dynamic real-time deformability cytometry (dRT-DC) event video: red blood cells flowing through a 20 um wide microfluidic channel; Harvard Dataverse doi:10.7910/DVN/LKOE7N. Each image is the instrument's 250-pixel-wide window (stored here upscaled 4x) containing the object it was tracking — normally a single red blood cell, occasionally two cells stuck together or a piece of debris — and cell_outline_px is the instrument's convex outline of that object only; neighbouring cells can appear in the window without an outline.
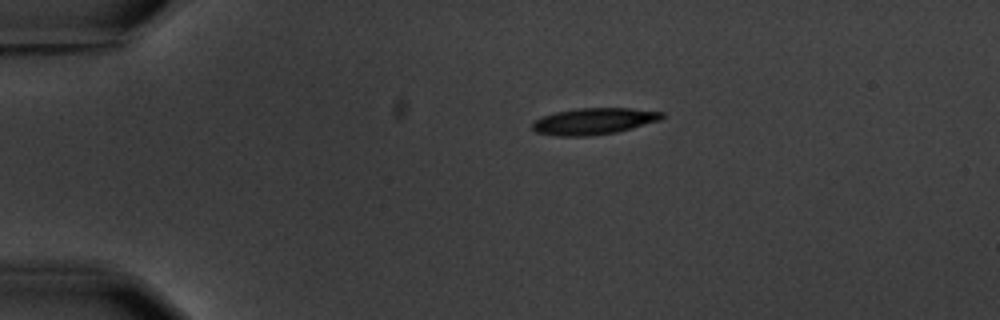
{"species": "common noctule bat (a hibernating species)", "species_latin": "Nyctalus noctula", "temperature_condition": "warm", "stored_images_in_passage": 8, "camera_frame_rate_fps": 3000, "um_per_image_px": 0.085, "animal": {"sex": "male", "body_mass_g": 20.1, "forearm_length_mm": 53.5}, "frame": {"image": 1, "passage_image": 1, "time_ms": 0.0, "image_size_px": [1000, 320], "cell_outline_px": [[664, 116], [660, 120], [616, 132], [588, 136], [556, 136], [536, 132], [532, 128], [532, 124], [536, 120], [544, 116], [556, 112], [576, 108], [628, 108], [664, 112]], "centroid_in_image_um": [50.47, 10.3], "position_along_channel_um": 34.5, "area_um2": 19.83}}
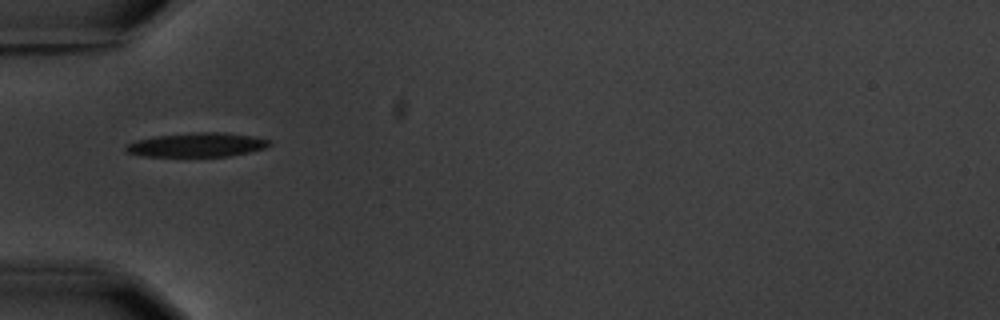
{"frame": {"image": 2, "passage_image": 3, "time_ms": 2.333, "image_size_px": [1000, 320], "cell_outline_px": [[272, 144], [264, 148], [248, 152], [228, 156], [144, 156], [128, 152], [124, 148], [128, 144], [136, 140], [156, 136], [196, 132], [224, 132], [256, 136], [272, 140]], "centroid_in_image_um": [16.81, 12.3], "position_along_channel_um": 68.2, "area_um2": 20.11}}
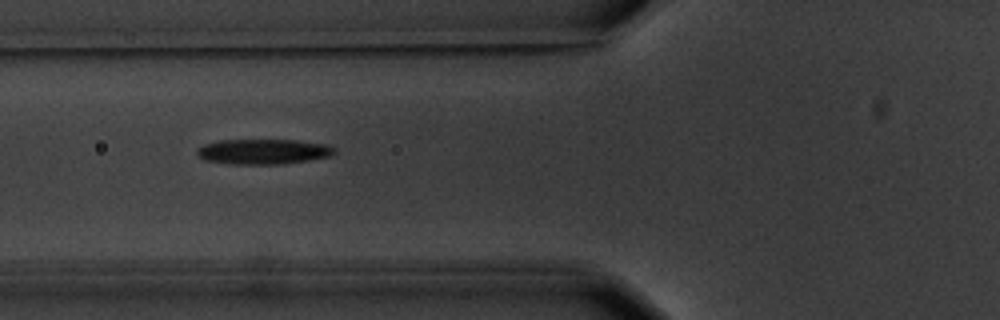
{"frame": {"image": 3, "passage_image": 4, "time_ms": 3.333, "image_size_px": [1000, 320], "cell_outline_px": [[336, 152], [328, 156], [308, 160], [284, 164], [228, 164], [204, 160], [196, 156], [196, 148], [204, 144], [220, 140], [296, 140], [328, 144], [336, 148]], "centroid_in_image_um": [22.34, 12.88], "position_along_channel_um": 103.5, "area_um2": 20.4}}